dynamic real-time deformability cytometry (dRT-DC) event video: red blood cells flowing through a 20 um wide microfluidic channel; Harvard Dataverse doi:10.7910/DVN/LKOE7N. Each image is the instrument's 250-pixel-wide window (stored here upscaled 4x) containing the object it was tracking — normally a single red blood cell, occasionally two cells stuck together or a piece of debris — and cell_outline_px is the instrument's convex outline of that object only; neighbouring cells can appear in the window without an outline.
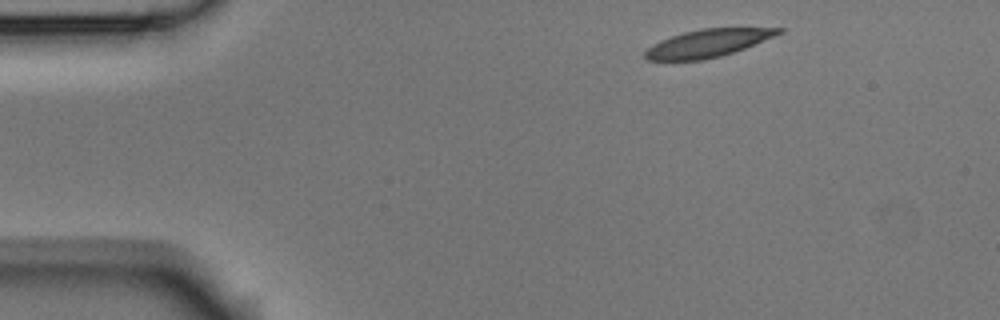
{"species": "Egyptian fruit bat (a non-hibernating species)", "species_latin": "Rousettus aegyptiacus", "temperature_condition": "room temperature", "stored_images_in_passage": 3, "camera_frame_rate_fps": 3000, "um_per_image_px": 0.085, "animal": {"sex": "male"}, "frame": {"image": 1, "passage_image": 1, "time_ms": 0.0, "image_size_px": [1000, 320], "cell_outline_px": [[784, 32], [744, 48], [720, 56], [704, 60], [648, 60], [644, 56], [644, 52], [652, 44], [660, 40], [684, 32], [700, 28], [784, 28]], "centroid_in_image_um": [60.14, 3.67], "position_along_channel_um": 24.9, "area_um2": 21.33}}